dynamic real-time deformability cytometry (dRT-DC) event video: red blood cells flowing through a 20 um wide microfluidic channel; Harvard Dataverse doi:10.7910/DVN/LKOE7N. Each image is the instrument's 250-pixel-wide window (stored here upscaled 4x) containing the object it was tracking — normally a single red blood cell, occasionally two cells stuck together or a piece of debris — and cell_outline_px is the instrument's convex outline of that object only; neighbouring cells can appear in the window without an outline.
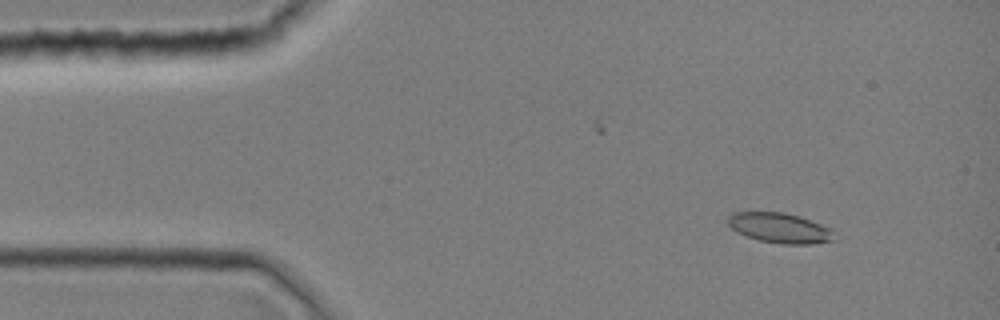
{"species": "common noctule bat (a hibernating species)", "species_latin": "Nyctalus noctula", "temperature_condition": "room temperature", "stored_images_in_passage": 5, "camera_frame_rate_fps": 3000, "um_per_image_px": 0.085, "animal": {"sex": "female", "body_mass_g": 19.0, "forearm_length_mm": 51.5}, "frame": {"image": 1, "passage_image": 4, "time_ms": 1.0, "image_size_px": [1000, 320], "cell_outline_px": [[836, 240], [812, 244], [780, 244], [760, 240], [736, 232], [728, 224], [728, 216], [732, 212], [784, 212], [800, 216], [832, 228]], "centroid_in_image_um": [66.32, 19.37], "position_along_channel_um": 18.7, "area_um2": 18.79}}